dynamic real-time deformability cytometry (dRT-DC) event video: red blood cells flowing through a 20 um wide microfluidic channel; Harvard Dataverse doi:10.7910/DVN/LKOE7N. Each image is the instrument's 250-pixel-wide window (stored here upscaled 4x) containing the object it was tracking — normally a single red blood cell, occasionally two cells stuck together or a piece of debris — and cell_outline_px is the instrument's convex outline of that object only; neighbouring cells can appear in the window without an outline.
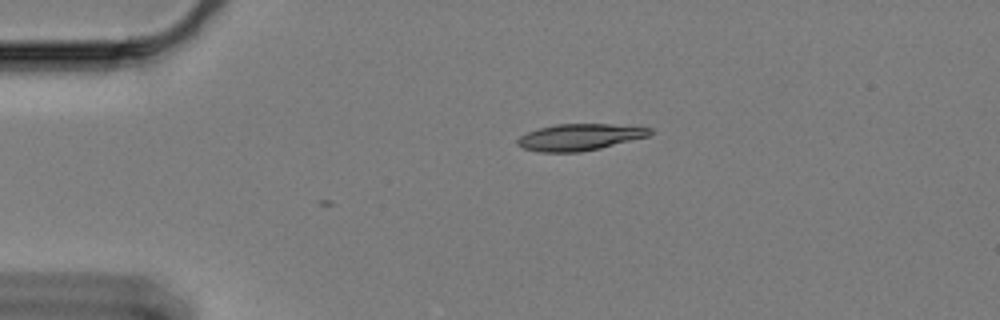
{"species": "Egyptian fruit bat (a non-hibernating species)", "species_latin": "Rousettus aegyptiacus", "temperature_condition": "cold", "stored_images_in_passage": 3, "camera_frame_rate_fps": 3000, "um_per_image_px": 0.085, "animal": {"sex": "female"}, "frame": {"image": 1, "passage_image": 1, "time_ms": 0.0, "image_size_px": [1000, 320], "cell_outline_px": [[652, 132], [648, 136], [600, 148], [580, 152], [540, 152], [524, 148], [516, 144], [516, 140], [520, 136], [528, 132], [540, 128], [556, 124], [608, 124], [652, 128]], "centroid_in_image_um": [49.24, 11.66], "position_along_channel_um": 35.8, "area_um2": 20.29}}